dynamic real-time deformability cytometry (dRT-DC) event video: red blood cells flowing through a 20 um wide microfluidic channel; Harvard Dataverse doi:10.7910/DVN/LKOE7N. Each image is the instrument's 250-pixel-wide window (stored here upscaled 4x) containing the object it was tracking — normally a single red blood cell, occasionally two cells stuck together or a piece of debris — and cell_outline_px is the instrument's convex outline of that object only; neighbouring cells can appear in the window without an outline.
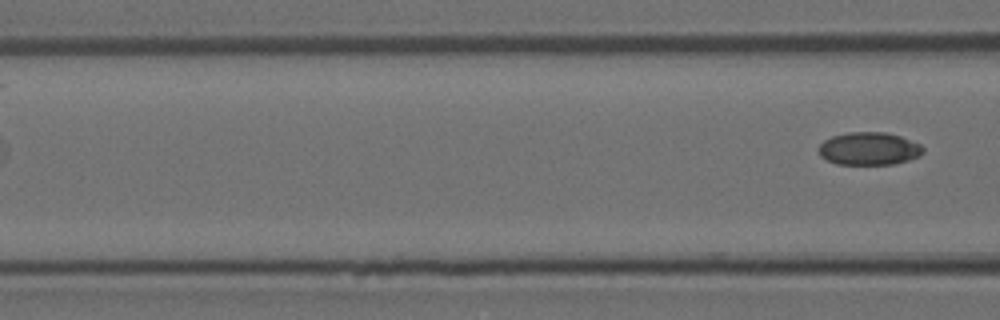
{"species": "Egyptian fruit bat (a non-hibernating species)", "species_latin": "Rousettus aegyptiacus", "temperature_condition": "room temperature", "stored_images_in_passage": 8, "segment_of_instrument_passage": [2, 2], "camera_frame_rate_fps": 3000, "um_per_image_px": 0.085, "animal": {"sex": "female"}, "frame": {"image": 1, "passage_image": 8, "time_ms": 2.333, "image_size_px": [1000, 320], "cell_outline_px": [[924, 152], [908, 160], [892, 164], [836, 164], [820, 156], [820, 144], [824, 140], [832, 136], [848, 132], [884, 132], [900, 136], [920, 144], [924, 148]], "centroid_in_image_um": [73.86, 12.63], "position_along_channel_um": 92.7, "area_um2": 19.77}}